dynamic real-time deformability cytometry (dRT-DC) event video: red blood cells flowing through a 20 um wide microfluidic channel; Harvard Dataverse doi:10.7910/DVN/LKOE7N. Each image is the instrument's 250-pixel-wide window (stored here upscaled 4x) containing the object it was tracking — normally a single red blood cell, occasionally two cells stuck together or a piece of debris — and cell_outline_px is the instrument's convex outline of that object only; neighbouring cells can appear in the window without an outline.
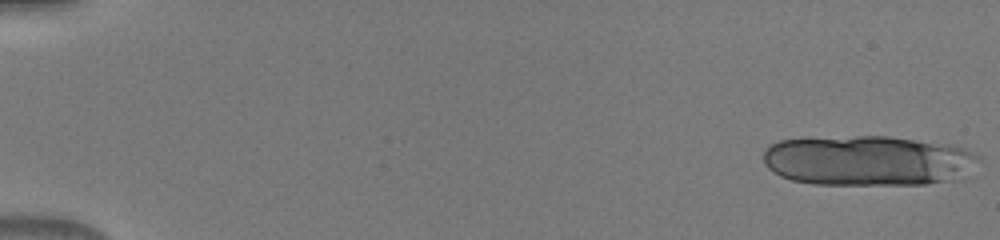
{"species": "human", "species_latin": "Homo sapiens", "temperature_condition": "warm", "stored_images_in_passage": 16, "camera_frame_rate_fps": 3000, "um_per_image_px": 0.085, "donor": {"sex": "male"}, "frame": {"image": 1, "passage_image": 1, "time_ms": 0.0, "image_size_px": [1000, 240], "cell_outline_px": [[980, 160], [952, 180], [924, 184], [812, 184], [792, 180], [780, 176], [768, 168], [764, 164], [764, 152], [768, 144], [780, 140], [804, 136], [888, 136], [948, 144], [964, 148], [980, 156]], "centroid_in_image_um": [73.66, 13.62], "position_along_channel_um": 11.3, "area_um2": 63.35}}